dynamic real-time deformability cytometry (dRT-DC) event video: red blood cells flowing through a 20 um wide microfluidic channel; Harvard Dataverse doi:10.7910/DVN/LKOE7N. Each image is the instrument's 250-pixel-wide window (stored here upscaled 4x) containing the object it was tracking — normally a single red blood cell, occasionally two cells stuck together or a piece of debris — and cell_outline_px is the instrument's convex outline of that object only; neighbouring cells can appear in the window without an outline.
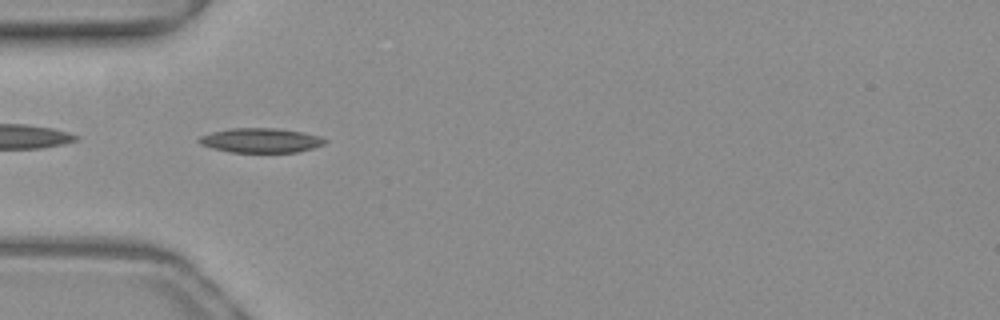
{"species": "common noctule bat (a hibernating species)", "species_latin": "Nyctalus noctula", "temperature_condition": "warm", "stored_images_in_passage": 41, "camera_frame_rate_fps": 3000, "um_per_image_px": 0.085, "animal": {"sex": "female", "body_mass_g": 19.3, "forearm_length_mm": 54.1}, "frame": {"image": 1, "passage_image": 6, "time_ms": 1.667, "image_size_px": [1000, 320], "cell_outline_px": [[328, 140], [324, 144], [312, 148], [296, 152], [228, 152], [212, 148], [200, 144], [196, 140], [200, 136], [212, 132], [228, 128], [272, 128], [304, 132], [320, 136]], "centroid_in_image_um": [22.14, 11.93], "position_along_channel_um": 62.9, "area_um2": 18.03}}
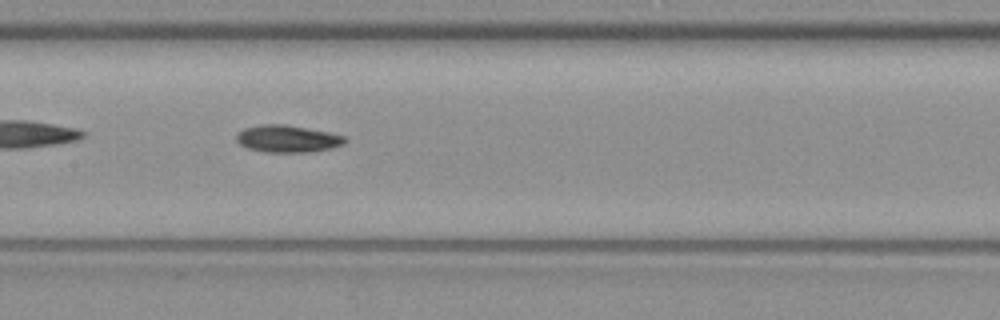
{"frame": {"image": 2, "passage_image": 15, "time_ms": 4.667, "image_size_px": [1000, 320], "cell_outline_px": [[348, 140], [344, 144], [332, 148], [312, 152], [264, 152], [248, 148], [240, 144], [236, 140], [236, 132], [244, 128], [264, 124], [284, 124], [328, 132], [344, 136]], "centroid_in_image_um": [24.43, 11.8], "position_along_channel_um": 183.0, "area_um2": 17.22}}
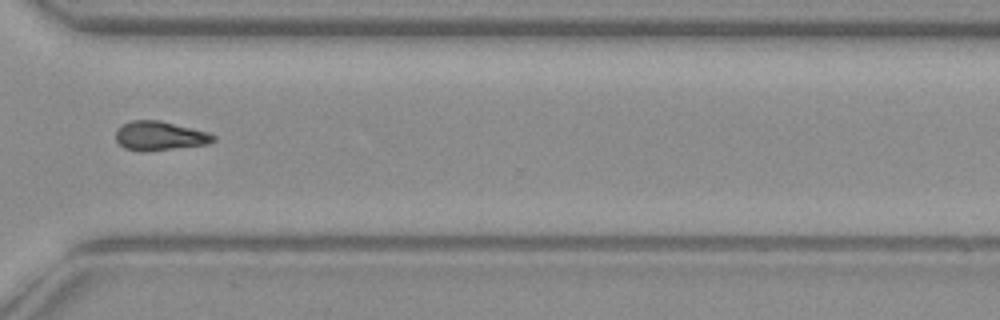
{"frame": {"image": 3, "passage_image": 28, "time_ms": 9.0, "image_size_px": [1000, 320], "cell_outline_px": [[216, 140], [208, 144], [148, 152], [140, 152], [124, 148], [116, 140], [116, 128], [132, 120], [160, 120], [208, 132], [216, 136]], "centroid_in_image_um": [13.57, 11.56], "position_along_channel_um": 357.0, "area_um2": 16.76}, "authors_computed_cell_mechanics": {"area_um2": 16.5308, "velocity_mm_per_s": 4.0315, "shape_relaxation_time_tau1_ms": 8.3317, "shape_relaxation_time_tau2_ms": null, "deformation_change_tau1": 0.1638, "deformation_change_tau2": null}}